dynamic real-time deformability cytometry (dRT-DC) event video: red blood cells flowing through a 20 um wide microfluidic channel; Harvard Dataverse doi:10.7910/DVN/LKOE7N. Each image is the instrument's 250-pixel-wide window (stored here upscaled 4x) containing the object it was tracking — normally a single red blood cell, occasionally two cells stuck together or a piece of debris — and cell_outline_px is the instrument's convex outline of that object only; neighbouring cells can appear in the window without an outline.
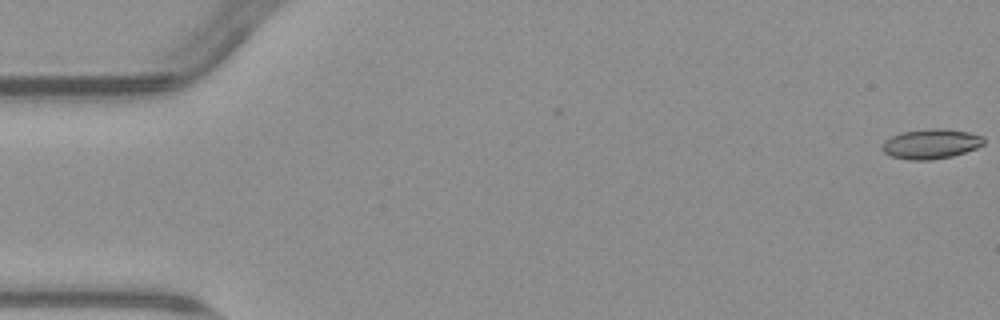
{"species": "common noctule bat (a hibernating species)", "species_latin": "Nyctalus noctula", "temperature_condition": "warm", "stored_images_in_passage": 6, "camera_frame_rate_fps": 3000, "um_per_image_px": 0.085, "animal": {"sex": "male", "body_mass_g": 23.1, "forearm_length_mm": 52.7}, "frame": {"image": 1, "passage_image": 1, "time_ms": 0.0, "image_size_px": [1000, 320], "cell_outline_px": [[984, 144], [976, 148], [952, 156], [928, 160], [912, 160], [892, 156], [884, 152], [880, 148], [880, 144], [884, 140], [892, 136], [904, 132], [928, 128], [940, 128], [968, 132], [984, 136]], "centroid_in_image_um": [79.11, 12.22], "position_along_channel_um": 5.9, "area_um2": 17.63}}